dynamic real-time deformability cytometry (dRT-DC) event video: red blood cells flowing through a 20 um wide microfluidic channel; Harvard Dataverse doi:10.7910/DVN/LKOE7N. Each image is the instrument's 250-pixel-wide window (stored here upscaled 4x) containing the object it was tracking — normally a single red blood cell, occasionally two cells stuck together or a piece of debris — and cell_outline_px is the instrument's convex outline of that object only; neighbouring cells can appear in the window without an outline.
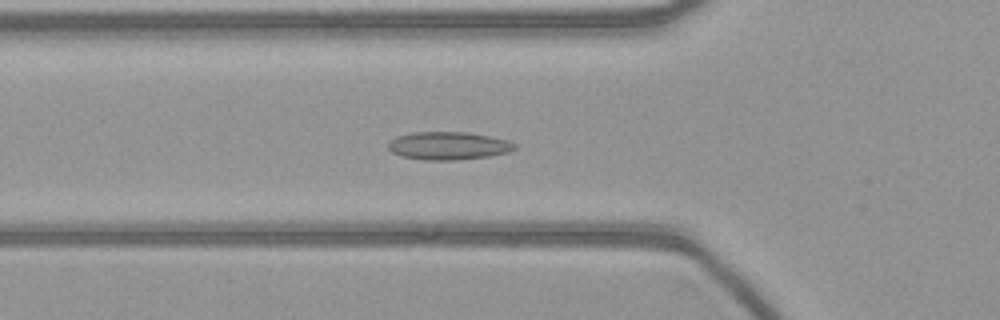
{"species": "common noctule bat (a hibernating species)", "species_latin": "Nyctalus noctula", "temperature_condition": "warm", "stored_images_in_passage": 52, "camera_frame_rate_fps": 3000, "um_per_image_px": 0.085, "animal": {"sex": "female", "body_mass_g": 21.9}, "frame": {"image": 1, "passage_image": 16, "time_ms": 5.0, "image_size_px": [1000, 320], "cell_outline_px": [[516, 148], [508, 152], [488, 156], [456, 160], [424, 160], [400, 156], [392, 152], [388, 148], [388, 144], [396, 136], [412, 132], [468, 132], [508, 140], [516, 144]], "centroid_in_image_um": [38.09, 12.39], "position_along_channel_um": 87.7, "area_um2": 20.58}}
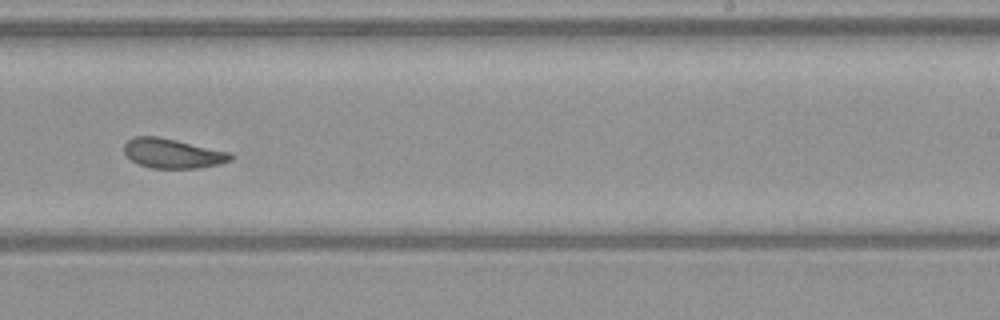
{"frame": {"image": 2, "passage_image": 31, "time_ms": 10.0, "image_size_px": [1000, 320], "cell_outline_px": [[236, 156], [232, 160], [220, 164], [200, 168], [152, 168], [140, 164], [132, 160], [124, 152], [124, 144], [132, 136], [156, 136], [176, 140], [232, 152]], "centroid_in_image_um": [14.73, 13.04], "position_along_channel_um": 274.3, "area_um2": 18.5}}
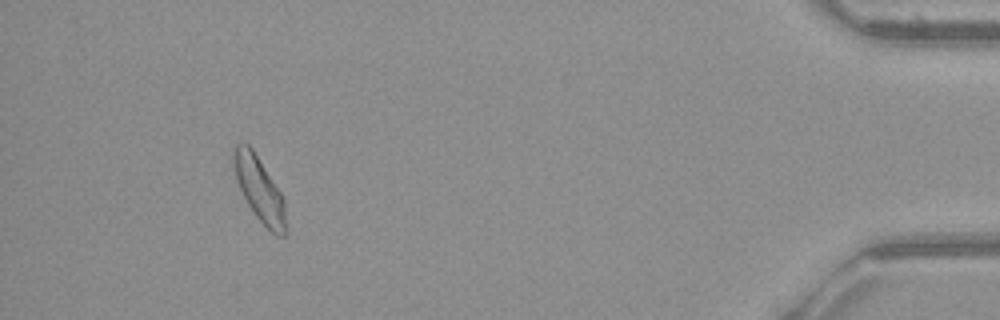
{"frame": {"image": 3, "passage_image": 48, "time_ms": 15.667, "image_size_px": [1000, 320], "cell_outline_px": [[288, 232], [284, 236], [276, 236], [256, 216], [248, 204], [236, 180], [232, 168], [232, 152], [236, 144], [248, 144], [252, 148], [280, 192], [284, 200]], "centroid_in_image_um": [22.05, 16.1], "position_along_channel_um": 413.2, "area_um2": 19.59}}